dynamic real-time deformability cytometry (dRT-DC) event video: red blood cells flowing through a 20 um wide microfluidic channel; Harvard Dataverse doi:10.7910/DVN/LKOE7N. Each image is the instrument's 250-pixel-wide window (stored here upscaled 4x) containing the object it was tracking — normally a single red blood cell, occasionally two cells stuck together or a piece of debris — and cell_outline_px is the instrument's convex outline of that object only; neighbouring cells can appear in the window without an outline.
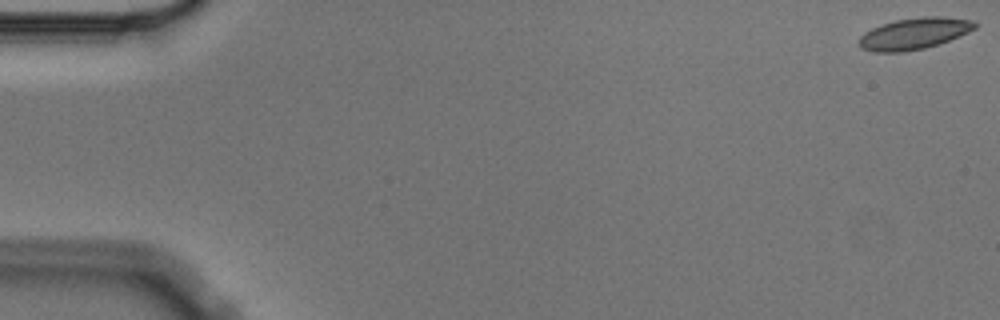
{"species": "Egyptian fruit bat (a non-hibernating species)", "species_latin": "Rousettus aegyptiacus", "temperature_condition": "cold", "stored_images_in_passage": 6, "camera_frame_rate_fps": 3000, "um_per_image_px": 0.085, "animal": {"sex": "male"}, "frame": {"image": 1, "passage_image": 1, "time_ms": 0.0, "image_size_px": [1000, 320], "cell_outline_px": [[976, 28], [968, 32], [948, 40], [924, 48], [904, 52], [872, 52], [860, 48], [856, 40], [864, 32], [880, 24], [896, 20], [920, 16], [944, 16], [972, 20], [976, 24]], "centroid_in_image_um": [77.64, 2.85], "position_along_channel_um": 7.4, "area_um2": 21.39}}
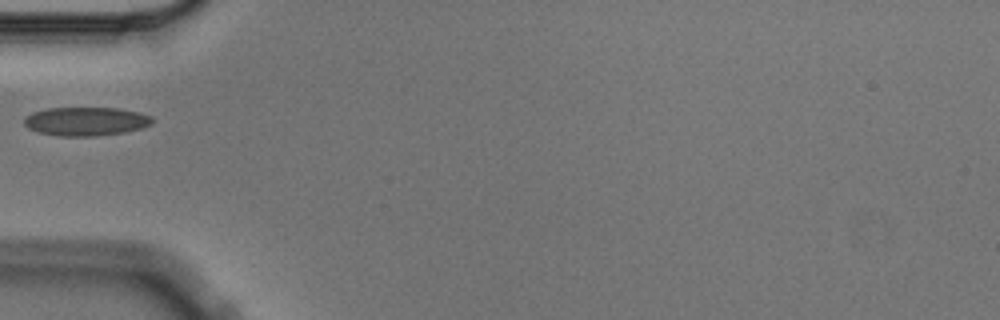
{"frame": {"image": 2, "passage_image": 5, "time_ms": 1.333, "image_size_px": [1000, 320], "cell_outline_px": [[156, 120], [152, 124], [144, 128], [124, 132], [96, 136], [60, 136], [36, 132], [28, 128], [24, 124], [24, 116], [32, 112], [44, 108], [120, 108], [140, 112], [152, 116]], "centroid_in_image_um": [7.33, 10.31], "position_along_channel_um": 77.7, "area_um2": 21.85}}
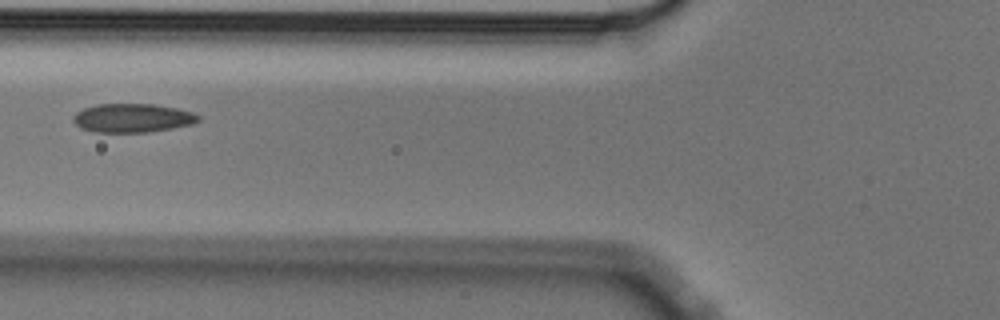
{"frame": {"image": 3, "passage_image": 6, "time_ms": 1.667, "image_size_px": [1000, 320], "cell_outline_px": [[200, 120], [192, 124], [172, 128], [148, 132], [92, 132], [80, 128], [72, 120], [72, 116], [76, 112], [84, 108], [96, 104], [152, 104], [176, 108], [192, 112], [200, 116]], "centroid_in_image_um": [11.23, 10.03], "position_along_channel_um": 114.6, "area_um2": 21.04}}